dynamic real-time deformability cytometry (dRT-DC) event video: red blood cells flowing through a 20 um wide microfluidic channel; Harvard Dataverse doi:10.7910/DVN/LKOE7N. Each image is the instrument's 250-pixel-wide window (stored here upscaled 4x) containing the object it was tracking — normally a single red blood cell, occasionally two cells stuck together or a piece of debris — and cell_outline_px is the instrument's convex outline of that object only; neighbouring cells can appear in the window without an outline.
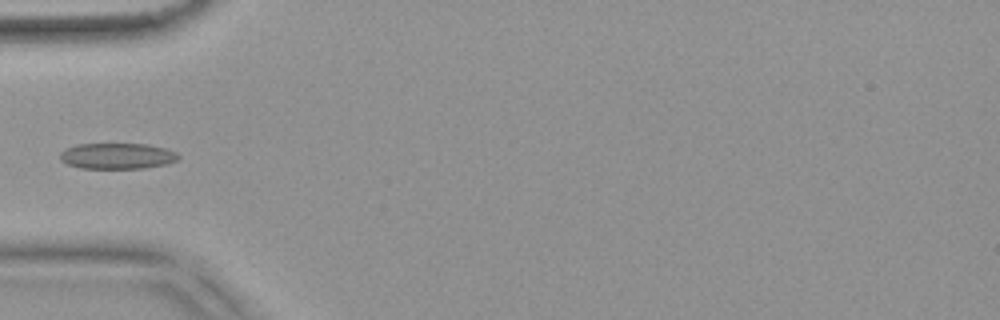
{"species": "common noctule bat (a hibernating species)", "species_latin": "Nyctalus noctula", "temperature_condition": "warm", "stored_images_in_passage": 37, "camera_frame_rate_fps": 3000, "um_per_image_px": 0.085, "animal": {"sex": "female", "body_mass_g": 18.4}, "frame": {"image": 1, "passage_image": 1, "time_ms": 0.0, "image_size_px": [1000, 320], "cell_outline_px": [[180, 160], [168, 164], [144, 168], [80, 168], [68, 164], [60, 160], [60, 152], [64, 148], [76, 144], [148, 144], [164, 148], [176, 152], [180, 156]], "centroid_in_image_um": [9.98, 13.26], "position_along_channel_um": 75.0, "area_um2": 18.03}}
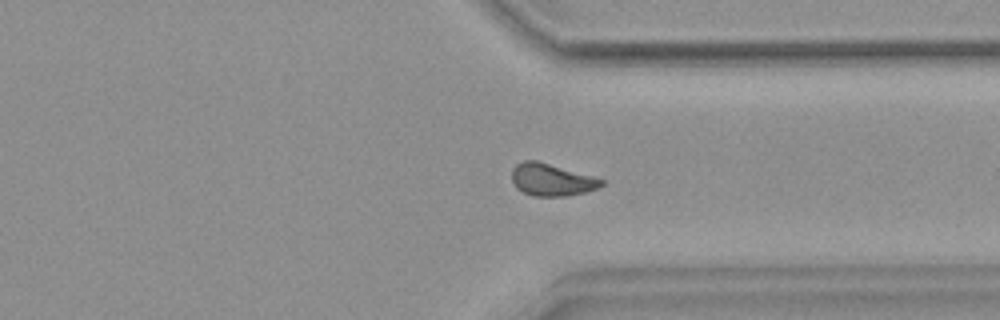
{"frame": {"image": 2, "passage_image": 24, "time_ms": 7.667, "image_size_px": [1000, 320], "cell_outline_px": [[604, 184], [600, 188], [568, 196], [532, 196], [516, 188], [512, 180], [512, 168], [516, 164], [524, 160], [536, 160], [592, 176], [604, 180]], "centroid_in_image_um": [46.88, 15.28], "position_along_channel_um": 364.5, "area_um2": 16.82}}
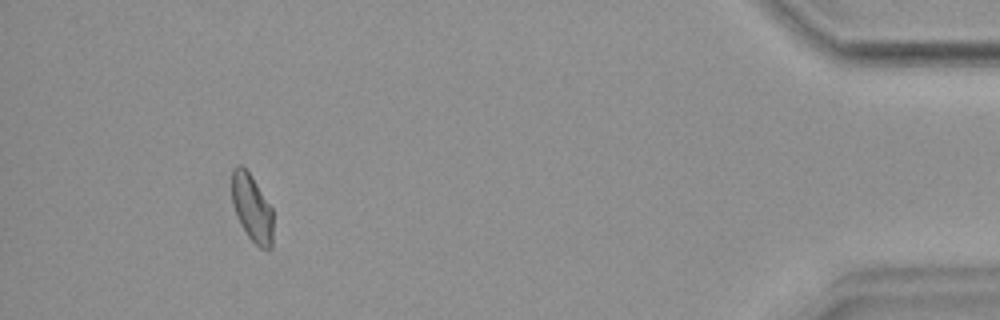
{"frame": {"image": 3, "passage_image": 33, "time_ms": 10.667, "image_size_px": [1000, 320], "cell_outline_px": [[272, 248], [260, 248], [248, 236], [240, 224], [232, 204], [232, 168], [236, 164], [240, 164], [248, 172], [272, 208]], "centroid_in_image_um": [21.39, 17.67], "position_along_channel_um": 413.8, "area_um2": 15.95}}